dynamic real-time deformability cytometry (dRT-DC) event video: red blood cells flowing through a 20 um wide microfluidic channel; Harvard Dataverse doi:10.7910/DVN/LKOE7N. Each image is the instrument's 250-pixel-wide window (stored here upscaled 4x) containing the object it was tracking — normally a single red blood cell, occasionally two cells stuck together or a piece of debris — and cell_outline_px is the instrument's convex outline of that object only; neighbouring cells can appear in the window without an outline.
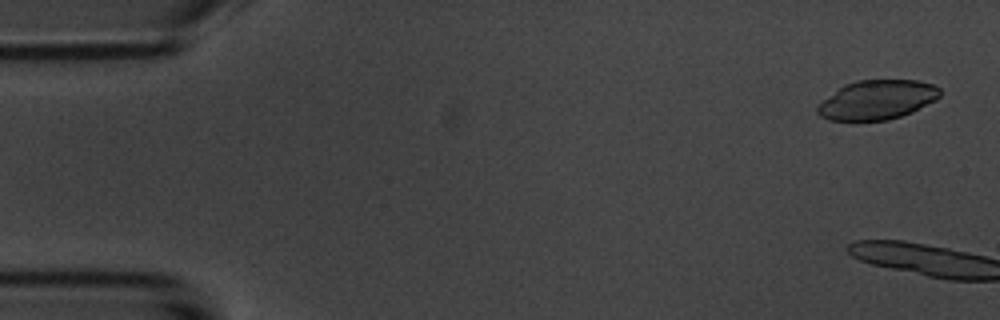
{"species": "common noctule bat (a hibernating species)", "species_latin": "Nyctalus noctula", "temperature_condition": "room temperature", "stored_images_in_passage": 6, "segment_of_instrument_passage": [1, 2], "camera_frame_rate_fps": 3000, "um_per_image_px": 0.085, "animal": {"sex": "male", "body_mass_g": 20.1, "forearm_length_mm": 53.5}, "frame": {"image": 1, "passage_image": 1, "time_ms": 0.0, "image_size_px": [1000, 320], "cell_outline_px": [[940, 96], [936, 100], [912, 112], [888, 120], [828, 120], [820, 116], [816, 112], [816, 104], [844, 84], [856, 80], [916, 80], [932, 84], [940, 88]], "centroid_in_image_um": [74.52, 8.48], "position_along_channel_um": 10.5, "area_um2": 28.21}}